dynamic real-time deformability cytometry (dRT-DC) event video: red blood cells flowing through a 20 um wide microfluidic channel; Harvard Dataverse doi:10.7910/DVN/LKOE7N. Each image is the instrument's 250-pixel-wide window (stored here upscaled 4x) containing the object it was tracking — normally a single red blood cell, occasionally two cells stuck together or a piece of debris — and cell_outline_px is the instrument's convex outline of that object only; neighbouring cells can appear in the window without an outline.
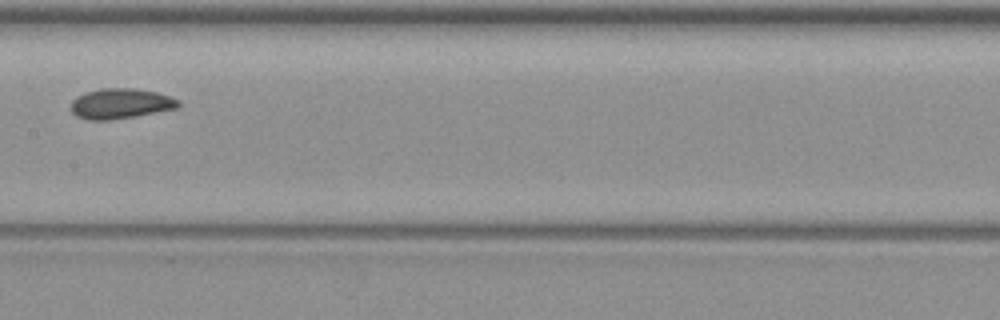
{"species": "common noctule bat (a hibernating species)", "species_latin": "Nyctalus noctula", "temperature_condition": "warm", "stored_images_in_passage": 5, "camera_frame_rate_fps": 3000, "um_per_image_px": 0.085, "animal": {"sex": "female", "body_mass_g": 19.3, "forearm_length_mm": 54.1}, "frame": {"image": 1, "passage_image": 5, "time_ms": 6.0, "image_size_px": [1000, 320], "cell_outline_px": [[180, 108], [136, 116], [112, 120], [88, 120], [76, 116], [72, 112], [72, 100], [76, 96], [84, 92], [104, 88], [136, 88], [156, 92], [180, 100]], "centroid_in_image_um": [10.26, 8.81], "position_along_channel_um": 197.1, "area_um2": 19.13}}